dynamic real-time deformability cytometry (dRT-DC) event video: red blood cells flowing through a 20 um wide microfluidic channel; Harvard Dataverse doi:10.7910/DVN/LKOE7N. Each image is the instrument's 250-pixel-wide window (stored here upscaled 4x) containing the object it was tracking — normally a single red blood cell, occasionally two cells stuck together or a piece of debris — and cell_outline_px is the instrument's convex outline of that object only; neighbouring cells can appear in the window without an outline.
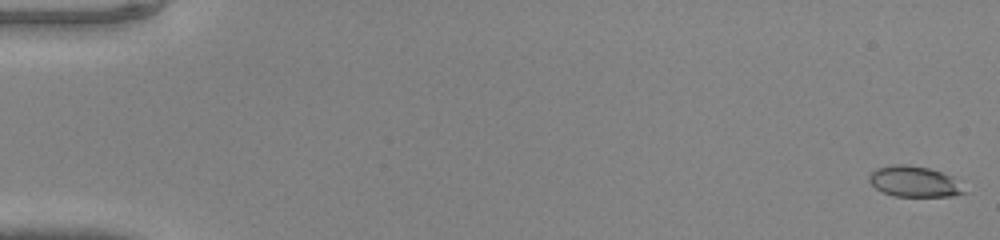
{"species": "common noctule bat (a hibernating species)", "species_latin": "Nyctalus noctula", "temperature_condition": "warm", "stored_images_in_passage": 47, "camera_frame_rate_fps": 3000, "um_per_image_px": 0.085, "animal": {"sex": "male", "body_mass_g": 20.0, "forearm_length_mm": 53.3}, "frame": {"image": 1, "passage_image": 1, "time_ms": 0.0, "image_size_px": [1000, 240], "cell_outline_px": [[968, 192], [952, 196], [892, 196], [876, 188], [868, 180], [868, 176], [876, 168], [892, 164], [908, 164], [928, 168], [952, 176]], "centroid_in_image_um": [77.71, 15.43], "position_along_channel_um": 7.3, "area_um2": 17.05}}
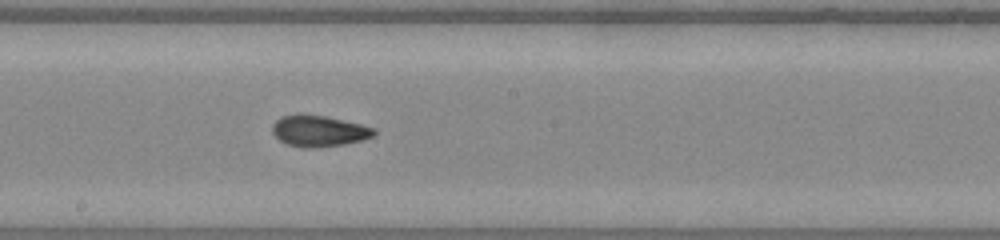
{"frame": {"image": 2, "passage_image": 27, "time_ms": 8.667, "image_size_px": [1000, 240], "cell_outline_px": [[376, 132], [372, 136], [364, 140], [344, 144], [312, 148], [304, 148], [288, 144], [280, 140], [272, 132], [272, 124], [280, 116], [324, 116], [360, 124], [376, 128]], "centroid_in_image_um": [27.13, 11.16], "position_along_channel_um": 221.1, "area_um2": 18.03}}
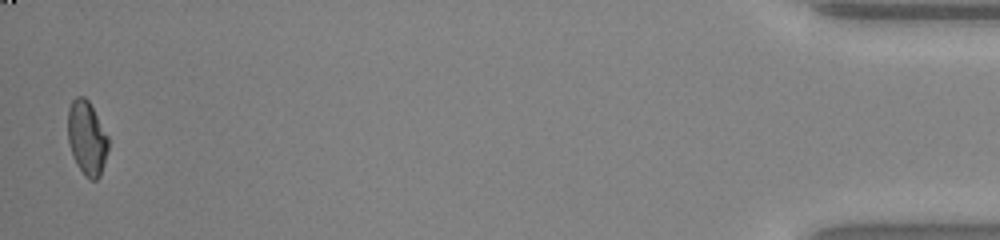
{"frame": {"image": 3, "passage_image": 47, "time_ms": 15.333, "image_size_px": [1000, 240], "cell_outline_px": [[108, 148], [100, 176], [96, 180], [92, 180], [84, 176], [76, 164], [72, 156], [68, 140], [68, 108], [72, 100], [76, 96], [84, 96], [88, 100], [108, 136]], "centroid_in_image_um": [7.37, 11.74], "position_along_channel_um": 427.8, "area_um2": 17.46}}